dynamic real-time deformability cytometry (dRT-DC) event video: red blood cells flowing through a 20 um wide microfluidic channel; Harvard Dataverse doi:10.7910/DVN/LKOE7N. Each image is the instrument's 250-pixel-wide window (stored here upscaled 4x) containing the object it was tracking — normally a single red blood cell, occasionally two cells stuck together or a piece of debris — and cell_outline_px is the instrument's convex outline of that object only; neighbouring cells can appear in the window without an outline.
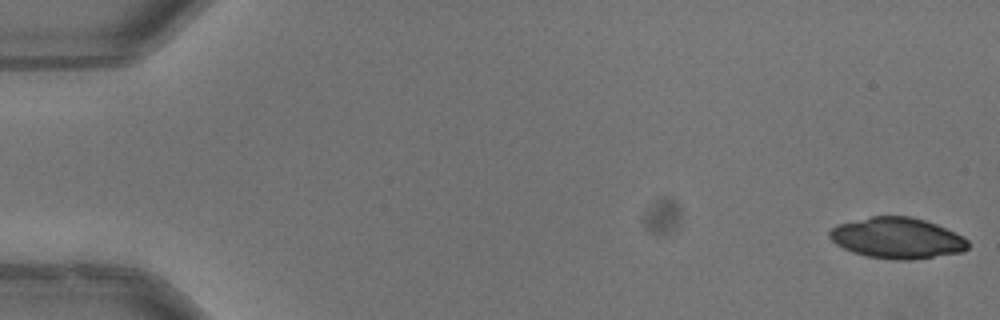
{"species": "common noctule bat (a hibernating species)", "species_latin": "Nyctalus noctula", "temperature_condition": "warm", "stored_images_in_passage": 52, "camera_frame_rate_fps": 3000, "um_per_image_px": 0.085, "animal": {"sex": "male", "body_mass_g": 13.3}, "frame": {"image": 1, "passage_image": 1, "time_ms": 0.0, "image_size_px": [1000, 320], "cell_outline_px": [[968, 248], [964, 252], [912, 260], [892, 260], [868, 256], [852, 252], [836, 244], [828, 236], [828, 232], [836, 224], [872, 216], [912, 216], [936, 224], [964, 236], [968, 240]], "centroid_in_image_um": [76.27, 20.24], "position_along_channel_um": 8.7, "area_um2": 33.23}}